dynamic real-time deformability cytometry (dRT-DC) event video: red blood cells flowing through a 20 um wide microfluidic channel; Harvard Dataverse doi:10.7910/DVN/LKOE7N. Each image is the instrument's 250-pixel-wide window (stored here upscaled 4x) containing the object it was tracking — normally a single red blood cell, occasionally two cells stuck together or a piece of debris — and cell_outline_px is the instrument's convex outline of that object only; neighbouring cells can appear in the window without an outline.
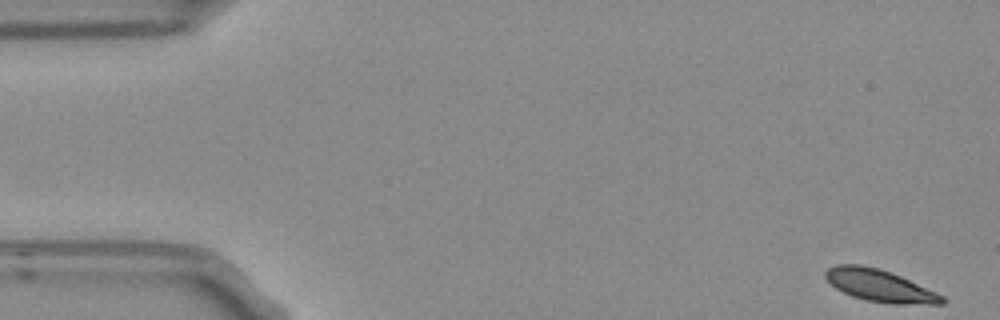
{"species": "Egyptian fruit bat (a non-hibernating species)", "species_latin": "Rousettus aegyptiacus", "temperature_condition": "room temperature", "stored_images_in_passage": 6, "camera_frame_rate_fps": 3000, "um_per_image_px": 0.085, "frame": {"image": 1, "passage_image": 1, "time_ms": 0.0, "image_size_px": [1000, 320], "cell_outline_px": [[944, 304], [892, 304], [868, 300], [852, 296], [836, 288], [824, 276], [824, 272], [828, 268], [836, 264], [860, 264], [880, 268], [900, 276], [936, 292], [944, 296]], "centroid_in_image_um": [74.77, 24.27], "position_along_channel_um": 10.2, "area_um2": 21.68}}